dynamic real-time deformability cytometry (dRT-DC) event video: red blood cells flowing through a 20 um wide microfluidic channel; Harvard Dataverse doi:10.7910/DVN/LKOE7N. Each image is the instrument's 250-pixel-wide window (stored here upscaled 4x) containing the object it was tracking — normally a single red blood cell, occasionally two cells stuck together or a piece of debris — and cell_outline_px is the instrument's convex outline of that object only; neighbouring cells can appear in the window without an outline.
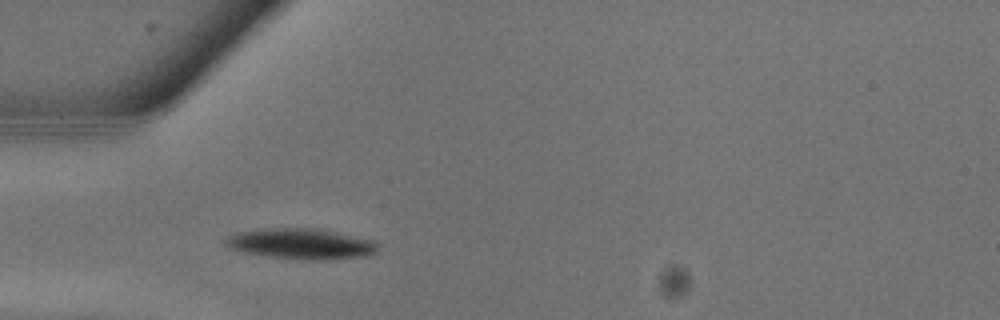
{"species": "common noctule bat (a hibernating species)", "species_latin": "Nyctalus noctula", "temperature_condition": "warm", "stored_images_in_passage": 9, "camera_frame_rate_fps": 3000, "um_per_image_px": 0.085, "animal": {"sex": "male", "body_mass_g": 13.3}, "frame": {"image": 1, "passage_image": 9, "time_ms": 2.667, "image_size_px": [1000, 320], "cell_outline_px": [[380, 248], [376, 252], [364, 256], [328, 260], [312, 260], [264, 256], [244, 252], [228, 248], [224, 244], [224, 240], [228, 236], [236, 232], [264, 228], [316, 228], [376, 240], [380, 244]], "centroid_in_image_um": [25.61, 20.72], "position_along_channel_um": 59.4, "area_um2": 27.57}}